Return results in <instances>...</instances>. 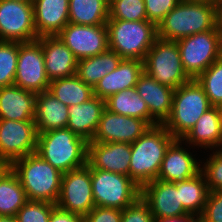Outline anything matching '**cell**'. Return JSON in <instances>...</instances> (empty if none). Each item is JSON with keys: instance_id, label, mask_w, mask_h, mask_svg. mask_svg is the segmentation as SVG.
<instances>
[{"instance_id": "cell-1", "label": "cell", "mask_w": 222, "mask_h": 222, "mask_svg": "<svg viewBox=\"0 0 222 222\" xmlns=\"http://www.w3.org/2000/svg\"><path fill=\"white\" fill-rule=\"evenodd\" d=\"M174 140L163 125H156L131 143L129 176L137 185L157 179L165 152Z\"/></svg>"}, {"instance_id": "cell-2", "label": "cell", "mask_w": 222, "mask_h": 222, "mask_svg": "<svg viewBox=\"0 0 222 222\" xmlns=\"http://www.w3.org/2000/svg\"><path fill=\"white\" fill-rule=\"evenodd\" d=\"M36 153L62 174L87 164L88 142L68 128L38 133Z\"/></svg>"}, {"instance_id": "cell-3", "label": "cell", "mask_w": 222, "mask_h": 222, "mask_svg": "<svg viewBox=\"0 0 222 222\" xmlns=\"http://www.w3.org/2000/svg\"><path fill=\"white\" fill-rule=\"evenodd\" d=\"M11 169L17 174L28 200L56 204L63 174L50 163L33 153L15 160Z\"/></svg>"}, {"instance_id": "cell-4", "label": "cell", "mask_w": 222, "mask_h": 222, "mask_svg": "<svg viewBox=\"0 0 222 222\" xmlns=\"http://www.w3.org/2000/svg\"><path fill=\"white\" fill-rule=\"evenodd\" d=\"M158 37L178 41L216 27L215 5L181 0L158 24Z\"/></svg>"}, {"instance_id": "cell-5", "label": "cell", "mask_w": 222, "mask_h": 222, "mask_svg": "<svg viewBox=\"0 0 222 222\" xmlns=\"http://www.w3.org/2000/svg\"><path fill=\"white\" fill-rule=\"evenodd\" d=\"M109 49L122 59L144 61L149 49L158 38L157 25L148 20L124 21L108 19Z\"/></svg>"}, {"instance_id": "cell-6", "label": "cell", "mask_w": 222, "mask_h": 222, "mask_svg": "<svg viewBox=\"0 0 222 222\" xmlns=\"http://www.w3.org/2000/svg\"><path fill=\"white\" fill-rule=\"evenodd\" d=\"M211 107L203 88L192 79L174 90L172 110L163 126L175 139H182Z\"/></svg>"}, {"instance_id": "cell-7", "label": "cell", "mask_w": 222, "mask_h": 222, "mask_svg": "<svg viewBox=\"0 0 222 222\" xmlns=\"http://www.w3.org/2000/svg\"><path fill=\"white\" fill-rule=\"evenodd\" d=\"M143 71L174 90L192 80L183 68L177 42L159 37L145 56Z\"/></svg>"}, {"instance_id": "cell-8", "label": "cell", "mask_w": 222, "mask_h": 222, "mask_svg": "<svg viewBox=\"0 0 222 222\" xmlns=\"http://www.w3.org/2000/svg\"><path fill=\"white\" fill-rule=\"evenodd\" d=\"M95 206L125 209L141 195V187L130 176L95 169L91 166Z\"/></svg>"}, {"instance_id": "cell-9", "label": "cell", "mask_w": 222, "mask_h": 222, "mask_svg": "<svg viewBox=\"0 0 222 222\" xmlns=\"http://www.w3.org/2000/svg\"><path fill=\"white\" fill-rule=\"evenodd\" d=\"M176 42L183 68L191 79H196L222 56L218 29L197 33Z\"/></svg>"}, {"instance_id": "cell-10", "label": "cell", "mask_w": 222, "mask_h": 222, "mask_svg": "<svg viewBox=\"0 0 222 222\" xmlns=\"http://www.w3.org/2000/svg\"><path fill=\"white\" fill-rule=\"evenodd\" d=\"M56 207L61 210L87 215L94 207L91 165L70 170L62 175L60 195Z\"/></svg>"}, {"instance_id": "cell-11", "label": "cell", "mask_w": 222, "mask_h": 222, "mask_svg": "<svg viewBox=\"0 0 222 222\" xmlns=\"http://www.w3.org/2000/svg\"><path fill=\"white\" fill-rule=\"evenodd\" d=\"M49 84L41 42L38 39L31 42H19L14 85L39 94L48 91Z\"/></svg>"}, {"instance_id": "cell-12", "label": "cell", "mask_w": 222, "mask_h": 222, "mask_svg": "<svg viewBox=\"0 0 222 222\" xmlns=\"http://www.w3.org/2000/svg\"><path fill=\"white\" fill-rule=\"evenodd\" d=\"M33 4L0 0V41L31 42L37 40Z\"/></svg>"}, {"instance_id": "cell-13", "label": "cell", "mask_w": 222, "mask_h": 222, "mask_svg": "<svg viewBox=\"0 0 222 222\" xmlns=\"http://www.w3.org/2000/svg\"><path fill=\"white\" fill-rule=\"evenodd\" d=\"M38 132L34 120L0 119V157L12 164L36 153Z\"/></svg>"}, {"instance_id": "cell-14", "label": "cell", "mask_w": 222, "mask_h": 222, "mask_svg": "<svg viewBox=\"0 0 222 222\" xmlns=\"http://www.w3.org/2000/svg\"><path fill=\"white\" fill-rule=\"evenodd\" d=\"M77 60L93 57L109 49L107 25L68 23L57 34Z\"/></svg>"}, {"instance_id": "cell-15", "label": "cell", "mask_w": 222, "mask_h": 222, "mask_svg": "<svg viewBox=\"0 0 222 222\" xmlns=\"http://www.w3.org/2000/svg\"><path fill=\"white\" fill-rule=\"evenodd\" d=\"M192 148L182 139H175L165 152L157 179L177 184L198 174L201 171V159H196L198 155L193 154Z\"/></svg>"}, {"instance_id": "cell-16", "label": "cell", "mask_w": 222, "mask_h": 222, "mask_svg": "<svg viewBox=\"0 0 222 222\" xmlns=\"http://www.w3.org/2000/svg\"><path fill=\"white\" fill-rule=\"evenodd\" d=\"M151 125L142 119L119 115L105 108L94 137L89 142H123L131 144Z\"/></svg>"}, {"instance_id": "cell-17", "label": "cell", "mask_w": 222, "mask_h": 222, "mask_svg": "<svg viewBox=\"0 0 222 222\" xmlns=\"http://www.w3.org/2000/svg\"><path fill=\"white\" fill-rule=\"evenodd\" d=\"M140 197L148 204L154 219L189 215L180 201L176 184L158 179L141 187Z\"/></svg>"}, {"instance_id": "cell-18", "label": "cell", "mask_w": 222, "mask_h": 222, "mask_svg": "<svg viewBox=\"0 0 222 222\" xmlns=\"http://www.w3.org/2000/svg\"><path fill=\"white\" fill-rule=\"evenodd\" d=\"M131 144L88 142L87 162L95 169L129 176Z\"/></svg>"}, {"instance_id": "cell-19", "label": "cell", "mask_w": 222, "mask_h": 222, "mask_svg": "<svg viewBox=\"0 0 222 222\" xmlns=\"http://www.w3.org/2000/svg\"><path fill=\"white\" fill-rule=\"evenodd\" d=\"M44 65L48 79L51 81L76 74L77 62L73 52L55 36H41Z\"/></svg>"}, {"instance_id": "cell-20", "label": "cell", "mask_w": 222, "mask_h": 222, "mask_svg": "<svg viewBox=\"0 0 222 222\" xmlns=\"http://www.w3.org/2000/svg\"><path fill=\"white\" fill-rule=\"evenodd\" d=\"M136 91L146 102L150 116L163 125L172 110L174 89L164 86L143 71L138 77Z\"/></svg>"}, {"instance_id": "cell-21", "label": "cell", "mask_w": 222, "mask_h": 222, "mask_svg": "<svg viewBox=\"0 0 222 222\" xmlns=\"http://www.w3.org/2000/svg\"><path fill=\"white\" fill-rule=\"evenodd\" d=\"M38 37L55 36L69 23V0H33Z\"/></svg>"}, {"instance_id": "cell-22", "label": "cell", "mask_w": 222, "mask_h": 222, "mask_svg": "<svg viewBox=\"0 0 222 222\" xmlns=\"http://www.w3.org/2000/svg\"><path fill=\"white\" fill-rule=\"evenodd\" d=\"M143 72V61L122 59L118 67L105 75L93 88V95L106 100L109 96L125 89L136 87Z\"/></svg>"}, {"instance_id": "cell-23", "label": "cell", "mask_w": 222, "mask_h": 222, "mask_svg": "<svg viewBox=\"0 0 222 222\" xmlns=\"http://www.w3.org/2000/svg\"><path fill=\"white\" fill-rule=\"evenodd\" d=\"M182 140L193 149L217 150L222 141V121L219 109L212 106L187 132Z\"/></svg>"}, {"instance_id": "cell-24", "label": "cell", "mask_w": 222, "mask_h": 222, "mask_svg": "<svg viewBox=\"0 0 222 222\" xmlns=\"http://www.w3.org/2000/svg\"><path fill=\"white\" fill-rule=\"evenodd\" d=\"M105 108V100L97 96H93L87 102L68 106L69 117L66 128L83 137L87 142L91 141Z\"/></svg>"}, {"instance_id": "cell-25", "label": "cell", "mask_w": 222, "mask_h": 222, "mask_svg": "<svg viewBox=\"0 0 222 222\" xmlns=\"http://www.w3.org/2000/svg\"><path fill=\"white\" fill-rule=\"evenodd\" d=\"M36 95L16 85L0 88V119L34 120Z\"/></svg>"}, {"instance_id": "cell-26", "label": "cell", "mask_w": 222, "mask_h": 222, "mask_svg": "<svg viewBox=\"0 0 222 222\" xmlns=\"http://www.w3.org/2000/svg\"><path fill=\"white\" fill-rule=\"evenodd\" d=\"M68 106L45 91L36 95L34 122L38 133L66 128Z\"/></svg>"}, {"instance_id": "cell-27", "label": "cell", "mask_w": 222, "mask_h": 222, "mask_svg": "<svg viewBox=\"0 0 222 222\" xmlns=\"http://www.w3.org/2000/svg\"><path fill=\"white\" fill-rule=\"evenodd\" d=\"M122 58L113 50H106L93 57L77 62L76 75L92 88L108 73L115 70Z\"/></svg>"}, {"instance_id": "cell-28", "label": "cell", "mask_w": 222, "mask_h": 222, "mask_svg": "<svg viewBox=\"0 0 222 222\" xmlns=\"http://www.w3.org/2000/svg\"><path fill=\"white\" fill-rule=\"evenodd\" d=\"M105 107L119 115L136 117L147 121L151 126L159 125L150 116L146 102L139 96L135 87L109 96L105 100Z\"/></svg>"}, {"instance_id": "cell-29", "label": "cell", "mask_w": 222, "mask_h": 222, "mask_svg": "<svg viewBox=\"0 0 222 222\" xmlns=\"http://www.w3.org/2000/svg\"><path fill=\"white\" fill-rule=\"evenodd\" d=\"M48 92L66 106L87 102L94 96L93 88L83 82L76 74L51 81Z\"/></svg>"}, {"instance_id": "cell-30", "label": "cell", "mask_w": 222, "mask_h": 222, "mask_svg": "<svg viewBox=\"0 0 222 222\" xmlns=\"http://www.w3.org/2000/svg\"><path fill=\"white\" fill-rule=\"evenodd\" d=\"M109 0H69V23L104 25L109 19Z\"/></svg>"}, {"instance_id": "cell-31", "label": "cell", "mask_w": 222, "mask_h": 222, "mask_svg": "<svg viewBox=\"0 0 222 222\" xmlns=\"http://www.w3.org/2000/svg\"><path fill=\"white\" fill-rule=\"evenodd\" d=\"M183 208L191 215L201 216L209 195V188L202 171L184 182L177 183Z\"/></svg>"}, {"instance_id": "cell-32", "label": "cell", "mask_w": 222, "mask_h": 222, "mask_svg": "<svg viewBox=\"0 0 222 222\" xmlns=\"http://www.w3.org/2000/svg\"><path fill=\"white\" fill-rule=\"evenodd\" d=\"M28 201L17 174L10 169L0 178V216L16 217Z\"/></svg>"}, {"instance_id": "cell-33", "label": "cell", "mask_w": 222, "mask_h": 222, "mask_svg": "<svg viewBox=\"0 0 222 222\" xmlns=\"http://www.w3.org/2000/svg\"><path fill=\"white\" fill-rule=\"evenodd\" d=\"M212 106L222 103V56L214 61L196 79Z\"/></svg>"}, {"instance_id": "cell-34", "label": "cell", "mask_w": 222, "mask_h": 222, "mask_svg": "<svg viewBox=\"0 0 222 222\" xmlns=\"http://www.w3.org/2000/svg\"><path fill=\"white\" fill-rule=\"evenodd\" d=\"M19 42L0 41V88L14 85Z\"/></svg>"}, {"instance_id": "cell-35", "label": "cell", "mask_w": 222, "mask_h": 222, "mask_svg": "<svg viewBox=\"0 0 222 222\" xmlns=\"http://www.w3.org/2000/svg\"><path fill=\"white\" fill-rule=\"evenodd\" d=\"M109 19L147 20L144 0H109Z\"/></svg>"}, {"instance_id": "cell-36", "label": "cell", "mask_w": 222, "mask_h": 222, "mask_svg": "<svg viewBox=\"0 0 222 222\" xmlns=\"http://www.w3.org/2000/svg\"><path fill=\"white\" fill-rule=\"evenodd\" d=\"M56 204L46 201L28 200L17 212V222H49Z\"/></svg>"}, {"instance_id": "cell-37", "label": "cell", "mask_w": 222, "mask_h": 222, "mask_svg": "<svg viewBox=\"0 0 222 222\" xmlns=\"http://www.w3.org/2000/svg\"><path fill=\"white\" fill-rule=\"evenodd\" d=\"M206 152H209V157L201 159V171L205 175L208 188L210 191L222 190V154L217 150Z\"/></svg>"}, {"instance_id": "cell-38", "label": "cell", "mask_w": 222, "mask_h": 222, "mask_svg": "<svg viewBox=\"0 0 222 222\" xmlns=\"http://www.w3.org/2000/svg\"><path fill=\"white\" fill-rule=\"evenodd\" d=\"M121 222H155L148 204L139 197L134 203L122 210Z\"/></svg>"}, {"instance_id": "cell-39", "label": "cell", "mask_w": 222, "mask_h": 222, "mask_svg": "<svg viewBox=\"0 0 222 222\" xmlns=\"http://www.w3.org/2000/svg\"><path fill=\"white\" fill-rule=\"evenodd\" d=\"M181 0H144L147 20L158 24Z\"/></svg>"}, {"instance_id": "cell-40", "label": "cell", "mask_w": 222, "mask_h": 222, "mask_svg": "<svg viewBox=\"0 0 222 222\" xmlns=\"http://www.w3.org/2000/svg\"><path fill=\"white\" fill-rule=\"evenodd\" d=\"M200 222H222V190L209 192Z\"/></svg>"}, {"instance_id": "cell-41", "label": "cell", "mask_w": 222, "mask_h": 222, "mask_svg": "<svg viewBox=\"0 0 222 222\" xmlns=\"http://www.w3.org/2000/svg\"><path fill=\"white\" fill-rule=\"evenodd\" d=\"M121 218L122 210L120 209L95 206L83 216V222H121Z\"/></svg>"}, {"instance_id": "cell-42", "label": "cell", "mask_w": 222, "mask_h": 222, "mask_svg": "<svg viewBox=\"0 0 222 222\" xmlns=\"http://www.w3.org/2000/svg\"><path fill=\"white\" fill-rule=\"evenodd\" d=\"M49 222H83V216L55 207L50 214Z\"/></svg>"}, {"instance_id": "cell-43", "label": "cell", "mask_w": 222, "mask_h": 222, "mask_svg": "<svg viewBox=\"0 0 222 222\" xmlns=\"http://www.w3.org/2000/svg\"><path fill=\"white\" fill-rule=\"evenodd\" d=\"M155 222H200V217L189 214L185 216L157 218Z\"/></svg>"}, {"instance_id": "cell-44", "label": "cell", "mask_w": 222, "mask_h": 222, "mask_svg": "<svg viewBox=\"0 0 222 222\" xmlns=\"http://www.w3.org/2000/svg\"><path fill=\"white\" fill-rule=\"evenodd\" d=\"M216 8V27L222 29V0L215 5Z\"/></svg>"}, {"instance_id": "cell-45", "label": "cell", "mask_w": 222, "mask_h": 222, "mask_svg": "<svg viewBox=\"0 0 222 222\" xmlns=\"http://www.w3.org/2000/svg\"><path fill=\"white\" fill-rule=\"evenodd\" d=\"M11 169V164L0 157V178Z\"/></svg>"}, {"instance_id": "cell-46", "label": "cell", "mask_w": 222, "mask_h": 222, "mask_svg": "<svg viewBox=\"0 0 222 222\" xmlns=\"http://www.w3.org/2000/svg\"><path fill=\"white\" fill-rule=\"evenodd\" d=\"M0 222H17V220L12 216H0Z\"/></svg>"}, {"instance_id": "cell-47", "label": "cell", "mask_w": 222, "mask_h": 222, "mask_svg": "<svg viewBox=\"0 0 222 222\" xmlns=\"http://www.w3.org/2000/svg\"><path fill=\"white\" fill-rule=\"evenodd\" d=\"M183 1H188V2H192V3H204V4L214 5V0H183Z\"/></svg>"}, {"instance_id": "cell-48", "label": "cell", "mask_w": 222, "mask_h": 222, "mask_svg": "<svg viewBox=\"0 0 222 222\" xmlns=\"http://www.w3.org/2000/svg\"><path fill=\"white\" fill-rule=\"evenodd\" d=\"M219 33H220V51L222 54V29L219 31Z\"/></svg>"}, {"instance_id": "cell-49", "label": "cell", "mask_w": 222, "mask_h": 222, "mask_svg": "<svg viewBox=\"0 0 222 222\" xmlns=\"http://www.w3.org/2000/svg\"><path fill=\"white\" fill-rule=\"evenodd\" d=\"M217 108L219 109L220 118H221V121H222V103L220 105H218Z\"/></svg>"}, {"instance_id": "cell-50", "label": "cell", "mask_w": 222, "mask_h": 222, "mask_svg": "<svg viewBox=\"0 0 222 222\" xmlns=\"http://www.w3.org/2000/svg\"><path fill=\"white\" fill-rule=\"evenodd\" d=\"M14 1H21V2H25V3H32L33 0H14Z\"/></svg>"}, {"instance_id": "cell-51", "label": "cell", "mask_w": 222, "mask_h": 222, "mask_svg": "<svg viewBox=\"0 0 222 222\" xmlns=\"http://www.w3.org/2000/svg\"><path fill=\"white\" fill-rule=\"evenodd\" d=\"M217 151L222 154V141H221L220 146H219V148L217 149Z\"/></svg>"}, {"instance_id": "cell-52", "label": "cell", "mask_w": 222, "mask_h": 222, "mask_svg": "<svg viewBox=\"0 0 222 222\" xmlns=\"http://www.w3.org/2000/svg\"><path fill=\"white\" fill-rule=\"evenodd\" d=\"M221 0H214V5H216L218 2H220Z\"/></svg>"}]
</instances>
